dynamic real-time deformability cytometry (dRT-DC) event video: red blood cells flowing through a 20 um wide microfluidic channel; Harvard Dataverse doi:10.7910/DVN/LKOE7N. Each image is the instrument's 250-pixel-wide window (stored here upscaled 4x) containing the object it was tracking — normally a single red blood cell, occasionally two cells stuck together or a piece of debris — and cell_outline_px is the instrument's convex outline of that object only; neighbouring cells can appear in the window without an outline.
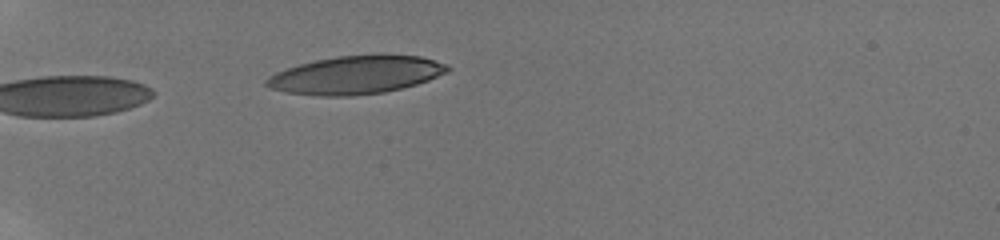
{"species": "human", "species_latin": "Homo sapiens", "temperature_condition": "room temperature", "stored_images_in_passage": 35, "camera_frame_rate_fps": 3000, "um_per_image_px": 0.085, "donor": {"sex": "male"}, "frame": {"image": 1, "passage_image": 1, "time_ms": 0.0, "image_size_px": [1000, 240], "cell_outline_px": [[452, 68], [448, 72], [428, 80], [416, 84], [384, 92], [348, 96], [316, 96], [288, 92], [268, 88], [264, 84], [264, 80], [268, 76], [276, 72], [300, 64], [316, 60], [336, 56], [380, 52], [384, 52], [420, 56], [448, 64]], "centroid_in_image_um": [30.28, 6.33], "position_along_channel_um": 54.7, "area_um2": 40.98}}
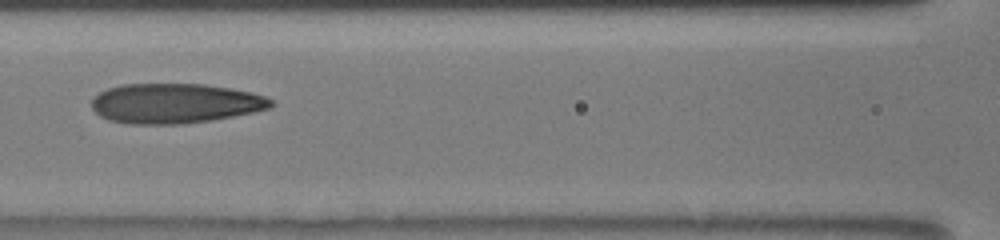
{"frame": {"image": 2, "passage_image": 10, "time_ms": 3.333, "image_size_px": [1000, 240], "cell_outline_px": [[276, 104], [268, 108], [252, 112], [212, 120], [180, 124], [128, 124], [108, 120], [100, 116], [92, 108], [92, 100], [100, 92], [108, 88], [124, 84], [204, 84], [252, 92], [264, 96], [272, 100]], "centroid_in_image_um": [14.87, 8.79], "position_along_channel_um": 151.7, "area_um2": 41.56}}
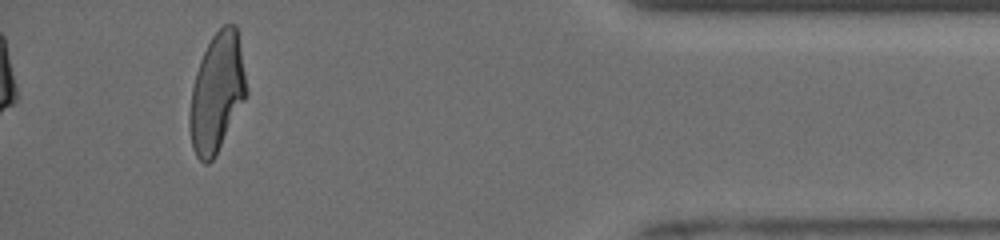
{"frame": {"image": 3, "passage_image": 32, "time_ms": 11.0, "image_size_px": [1000, 240], "cell_outline_px": [[248, 96], [216, 156], [208, 164], [204, 164], [196, 156], [192, 148], [188, 128], [188, 112], [192, 88], [196, 72], [200, 60], [212, 36], [224, 24], [236, 24], [248, 92]], "centroid_in_image_um": [18.43, 7.95], "position_along_channel_um": 416.8, "area_um2": 39.77}, "authors_computed_cell_mechanics": {"area_um2": 40.9802, "velocity_mm_per_s": 3.9515, "shape_relaxation_time_tau1_ms": 6.3505, "shape_relaxation_time_tau2_ms": 1.0978, "deformation_change_tau1": 0.2496, "deformation_change_tau2": 0.0928}}